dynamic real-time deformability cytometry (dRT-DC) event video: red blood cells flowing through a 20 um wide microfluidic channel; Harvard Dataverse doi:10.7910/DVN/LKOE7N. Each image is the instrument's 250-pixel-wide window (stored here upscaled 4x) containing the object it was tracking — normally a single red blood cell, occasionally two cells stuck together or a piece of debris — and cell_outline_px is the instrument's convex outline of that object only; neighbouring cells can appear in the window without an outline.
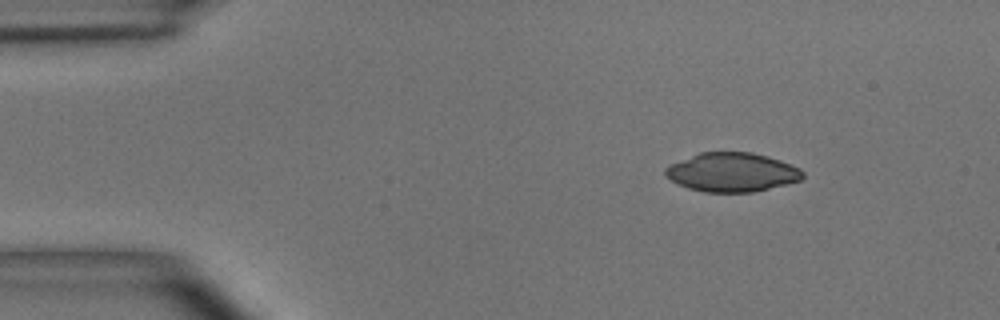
{"species": "common noctule bat (a hibernating species)", "species_latin": "Nyctalus noctula", "temperature_condition": "room temperature", "stored_images_in_passage": 3, "camera_frame_rate_fps": 3000, "um_per_image_px": 0.085, "animal": {"sex": "male", "body_mass_g": 15.6}, "frame": {"image": 1, "passage_image": 1, "time_ms": 0.0, "image_size_px": [1000, 320], "cell_outline_px": [[804, 176], [800, 180], [752, 192], [704, 192], [688, 188], [664, 176], [664, 168], [672, 164], [700, 152], [752, 152], [768, 156], [780, 160], [800, 168], [804, 172]], "centroid_in_image_um": [62.22, 14.63], "position_along_channel_um": 22.8, "area_um2": 30.98}}